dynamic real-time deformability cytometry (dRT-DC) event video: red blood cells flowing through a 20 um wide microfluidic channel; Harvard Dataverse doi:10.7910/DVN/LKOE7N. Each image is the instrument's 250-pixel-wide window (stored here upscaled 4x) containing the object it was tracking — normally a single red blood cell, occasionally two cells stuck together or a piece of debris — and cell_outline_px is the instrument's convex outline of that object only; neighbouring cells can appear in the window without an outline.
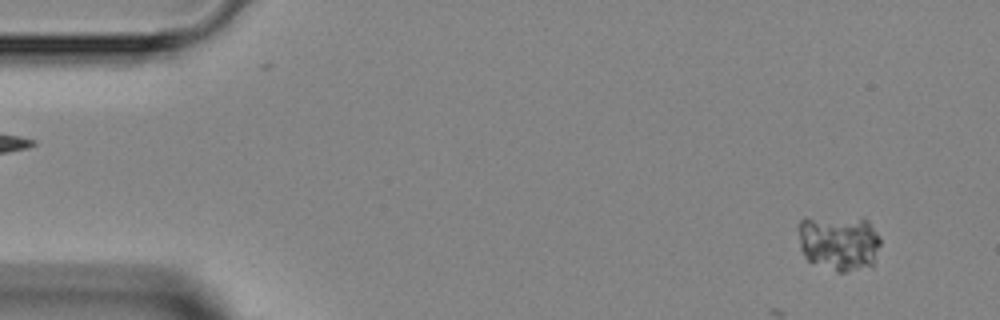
{"species": "Egyptian fruit bat (a non-hibernating species)", "species_latin": "Rousettus aegyptiacus", "temperature_condition": "room temperature", "stored_images_in_passage": 2, "segment_of_instrument_passage": [2, 2], "camera_frame_rate_fps": 3000, "um_per_image_px": 0.085, "animal": {"sex": "female"}, "frame": {"image": 1, "passage_image": 2, "time_ms": 2.0, "image_size_px": [1000, 320], "cell_outline_px": [[880, 244], [872, 268], [844, 272], [836, 272], [808, 260], [804, 256], [800, 248], [796, 228], [796, 224], [804, 216], [864, 216], [868, 220], [880, 236]], "centroid_in_image_um": [71.29, 20.57], "position_along_channel_um": 13.7, "area_um2": 28.15}}